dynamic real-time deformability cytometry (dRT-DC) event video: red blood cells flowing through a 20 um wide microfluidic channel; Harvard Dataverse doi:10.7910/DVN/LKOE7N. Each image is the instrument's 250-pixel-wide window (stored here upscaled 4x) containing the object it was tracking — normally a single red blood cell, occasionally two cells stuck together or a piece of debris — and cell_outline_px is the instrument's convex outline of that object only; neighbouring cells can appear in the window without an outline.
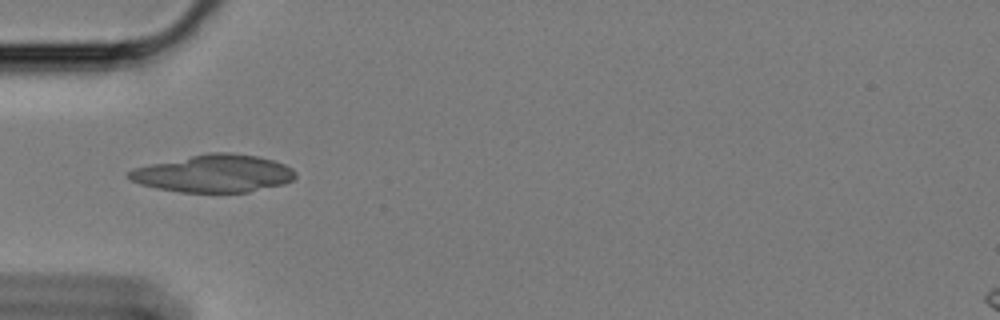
{"species": "Egyptian fruit bat (a non-hibernating species)", "species_latin": "Rousettus aegyptiacus", "temperature_condition": "cold", "stored_images_in_passage": 25, "segment_of_instrument_passage": [1, 2], "camera_frame_rate_fps": 3000, "um_per_image_px": 0.085, "animal": {"sex": "female"}, "frame": {"image": 1, "passage_image": 1, "time_ms": 0.0, "image_size_px": [1000, 320], "cell_outline_px": [[296, 176], [292, 180], [284, 184], [248, 192], [180, 192], [156, 188], [140, 184], [132, 180], [128, 176], [128, 172], [132, 168], [208, 152], [228, 152], [256, 156], [272, 160], [284, 164], [292, 168], [296, 172]], "centroid_in_image_um": [18.18, 14.75], "position_along_channel_um": 66.8, "area_um2": 36.3}}